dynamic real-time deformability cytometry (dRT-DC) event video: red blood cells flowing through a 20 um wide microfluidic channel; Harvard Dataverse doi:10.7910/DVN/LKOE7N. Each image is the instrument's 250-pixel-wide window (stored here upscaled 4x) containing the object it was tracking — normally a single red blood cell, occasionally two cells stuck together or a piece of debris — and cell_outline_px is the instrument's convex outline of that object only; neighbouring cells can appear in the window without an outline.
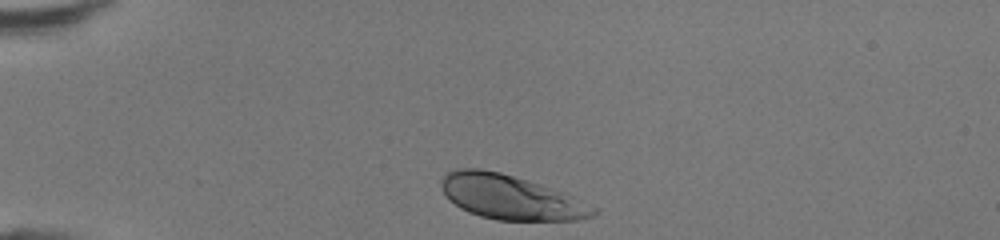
{"species": "human", "species_latin": "Homo sapiens", "temperature_condition": "room temperature", "stored_images_in_passage": 30, "camera_frame_rate_fps": 3000, "um_per_image_px": 0.085, "donor": {"sex": "female"}, "frame": {"image": 1, "passage_image": 1, "time_ms": 0.0, "image_size_px": [1000, 240], "cell_outline_px": [[600, 212], [592, 216], [576, 220], [496, 220], [480, 216], [468, 212], [460, 208], [444, 192], [440, 184], [440, 180], [448, 172], [456, 168], [480, 168], [500, 172], [564, 192], [600, 208]], "centroid_in_image_um": [43.44, 16.77], "position_along_channel_um": 41.6, "area_um2": 39.3}}
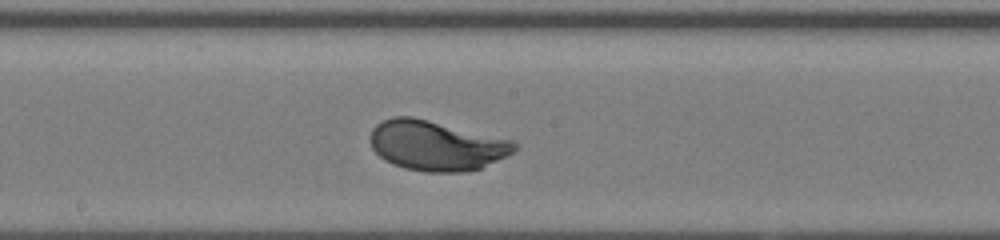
{"frame": {"image": 2, "passage_image": 16, "time_ms": 5.0, "image_size_px": [1000, 240], "cell_outline_px": [[516, 148], [508, 156], [480, 168], [468, 172], [424, 172], [404, 168], [392, 164], [384, 160], [372, 148], [368, 140], [372, 128], [376, 124], [392, 116], [412, 116], [512, 140], [516, 144]], "centroid_in_image_um": [37.04, 12.38], "position_along_channel_um": 211.2, "area_um2": 42.08}}
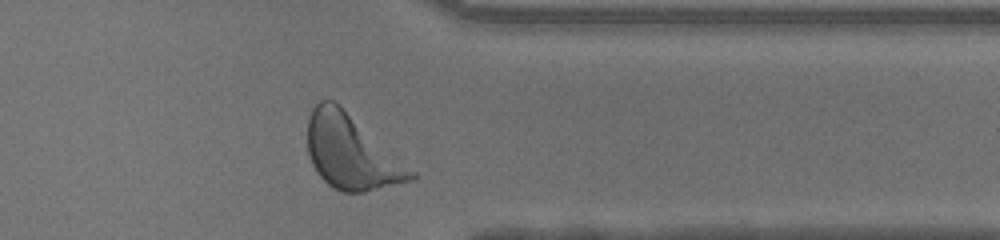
{"frame": {"image": 3, "passage_image": 28, "time_ms": 9.0, "image_size_px": [1000, 240], "cell_outline_px": [[416, 180], [364, 192], [344, 192], [332, 188], [316, 172], [312, 164], [308, 152], [308, 120], [312, 108], [320, 100], [332, 100], [340, 104], [416, 172]], "centroid_in_image_um": [29.87, 12.94], "position_along_channel_um": 381.5, "area_um2": 44.68}, "authors_computed_cell_mechanics": {"area_um2": 41.1536, "velocity_mm_per_s": 4.3256, "shape_relaxation_time_tau1_ms": 1.8463, "shape_relaxation_time_tau2_ms": null, "deformation_change_tau1": 0.1585, "deformation_change_tau2": null}}